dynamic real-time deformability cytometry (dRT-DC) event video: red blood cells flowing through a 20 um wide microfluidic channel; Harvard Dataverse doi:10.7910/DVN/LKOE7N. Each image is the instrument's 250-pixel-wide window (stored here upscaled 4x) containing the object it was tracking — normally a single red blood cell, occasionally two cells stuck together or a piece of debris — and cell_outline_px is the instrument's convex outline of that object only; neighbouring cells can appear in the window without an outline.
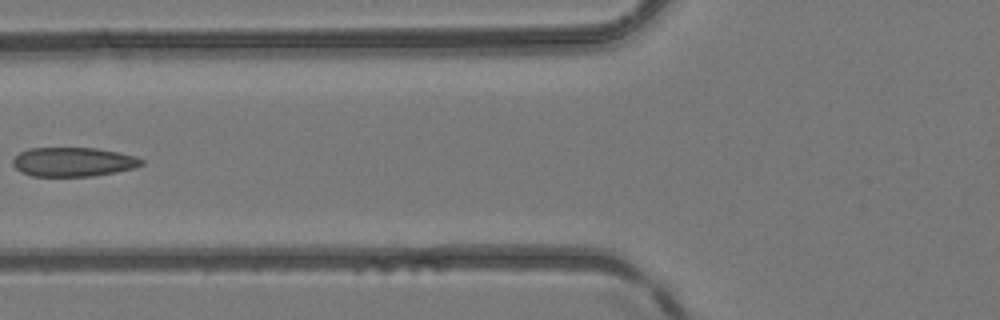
{"species": "common noctule bat (a hibernating species)", "species_latin": "Nyctalus noctula", "temperature_condition": "room temperature", "stored_images_in_passage": 5, "camera_frame_rate_fps": 3000, "um_per_image_px": 0.085, "animal": {"sex": "female", "body_mass_g": 24.6, "forearm_length_mm": 56.2}, "frame": {"image": 1, "passage_image": 5, "time_ms": 4.667, "image_size_px": [1000, 320], "cell_outline_px": [[144, 164], [136, 168], [116, 172], [92, 176], [32, 176], [20, 172], [12, 164], [12, 160], [20, 152], [28, 148], [96, 148], [136, 156], [144, 160]], "centroid_in_image_um": [6.23, 13.76], "position_along_channel_um": 119.6, "area_um2": 21.96}}